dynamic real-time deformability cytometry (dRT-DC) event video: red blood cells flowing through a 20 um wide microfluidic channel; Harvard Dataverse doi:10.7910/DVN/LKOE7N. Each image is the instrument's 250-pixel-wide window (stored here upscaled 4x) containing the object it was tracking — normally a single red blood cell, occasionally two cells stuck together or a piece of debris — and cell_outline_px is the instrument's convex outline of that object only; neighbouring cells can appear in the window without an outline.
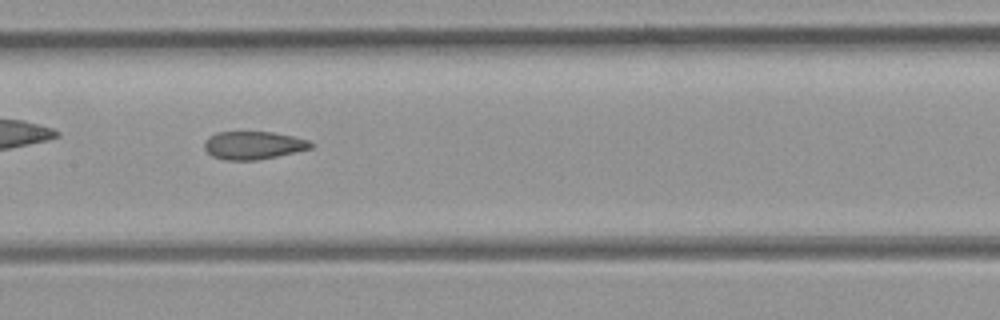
{"species": "common noctule bat (a hibernating species)", "species_latin": "Nyctalus noctula", "temperature_condition": "room temperature", "stored_images_in_passage": 36, "camera_frame_rate_fps": 3000, "um_per_image_px": 0.085, "animal": {"sex": "female", "body_mass_g": 21.9}, "frame": {"image": 1, "passage_image": 16, "time_ms": 5.0, "image_size_px": [1000, 320], "cell_outline_px": [[316, 144], [312, 148], [296, 152], [256, 160], [224, 160], [212, 156], [204, 148], [204, 140], [208, 136], [216, 132], [272, 132], [292, 136], [308, 140]], "centroid_in_image_um": [21.52, 12.35], "position_along_channel_um": 185.9, "area_um2": 17.46}}